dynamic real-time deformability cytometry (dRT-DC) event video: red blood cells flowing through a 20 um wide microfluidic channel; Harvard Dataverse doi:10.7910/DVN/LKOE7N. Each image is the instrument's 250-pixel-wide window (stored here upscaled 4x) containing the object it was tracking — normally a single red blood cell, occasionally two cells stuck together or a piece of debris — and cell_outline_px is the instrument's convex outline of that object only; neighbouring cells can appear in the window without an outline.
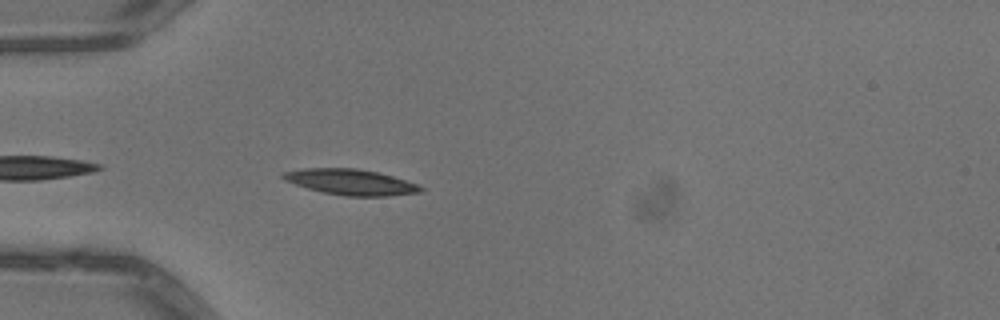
{"species": "common noctule bat (a hibernating species)", "species_latin": "Nyctalus noctula", "temperature_condition": "warm", "stored_images_in_passage": 37, "camera_frame_rate_fps": 3000, "um_per_image_px": 0.085, "animal": {"sex": "male", "body_mass_g": 13.3}, "frame": {"image": 1, "passage_image": 3, "time_ms": 0.667, "image_size_px": [1000, 320], "cell_outline_px": [[424, 188], [420, 192], [388, 196], [344, 196], [320, 192], [284, 180], [280, 176], [284, 172], [304, 168], [356, 168], [376, 172], [392, 176], [416, 184]], "centroid_in_image_um": [29.78, 15.48], "position_along_channel_um": 55.2, "area_um2": 20.46}}
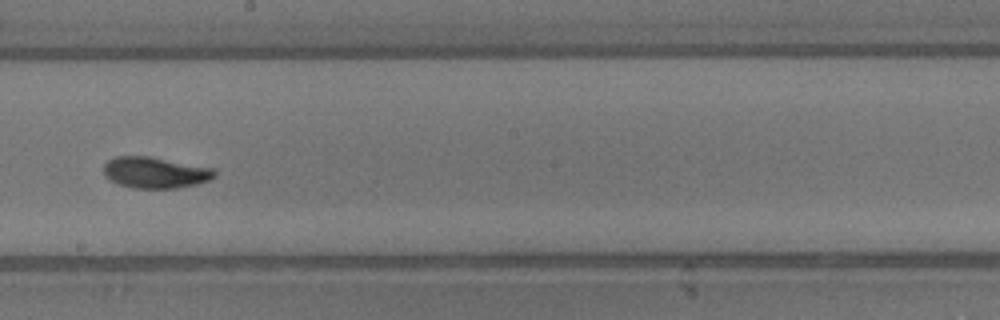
{"frame": {"image": 2, "passage_image": 17, "time_ms": 5.333, "image_size_px": [1000, 320], "cell_outline_px": [[216, 176], [212, 180], [196, 184], [176, 188], [132, 188], [116, 184], [104, 176], [104, 164], [108, 160], [116, 156], [148, 156], [212, 168], [216, 172]], "centroid_in_image_um": [13.17, 14.67], "position_along_channel_um": 235.0, "area_um2": 20.23}}
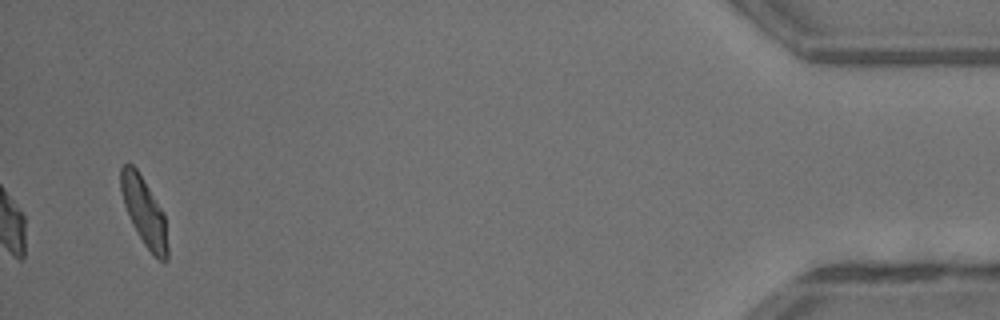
{"frame": {"image": 3, "passage_image": 37, "time_ms": 12.0, "image_size_px": [1000, 320], "cell_outline_px": [[168, 260], [164, 264], [144, 244], [132, 224], [128, 216], [120, 192], [120, 168], [124, 164], [132, 164], [136, 168], [160, 208], [164, 216], [168, 248]], "centroid_in_image_um": [12.23, 18.0], "position_along_channel_um": 423.0, "area_um2": 18.21}, "authors_computed_cell_mechanics": {"area_um2": 19.363, "velocity_mm_per_s": 4.0449, "shape_relaxation_time_tau1_ms": 3.1902, "shape_relaxation_time_tau2_ms": 1.6432, "deformation_change_tau1": 0.1567, "deformation_change_tau2": 0.0705}}